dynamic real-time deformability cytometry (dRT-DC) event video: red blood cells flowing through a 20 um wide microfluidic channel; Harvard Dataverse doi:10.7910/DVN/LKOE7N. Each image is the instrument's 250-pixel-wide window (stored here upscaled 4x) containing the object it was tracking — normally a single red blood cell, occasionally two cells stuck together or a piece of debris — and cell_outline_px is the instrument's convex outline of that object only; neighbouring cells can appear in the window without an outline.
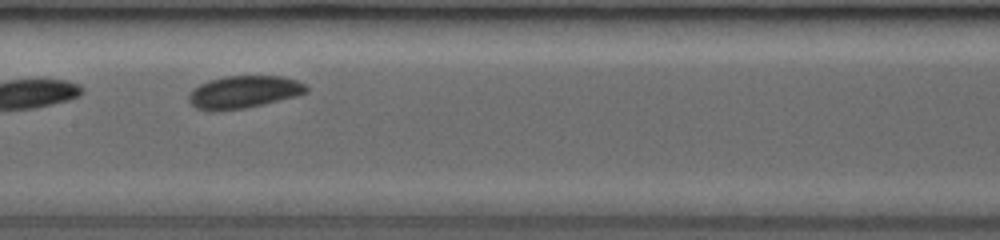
{"species": "common noctule bat (a hibernating species)", "species_latin": "Nyctalus noctula", "temperature_condition": "room temperature", "stored_images_in_passage": 12, "camera_frame_rate_fps": 3000, "um_per_image_px": 0.085, "animal": {"sex": "female", "body_mass_g": 19.0, "forearm_length_mm": 53.3}, "frame": {"image": 1, "passage_image": 6, "time_ms": 4.0, "image_size_px": [1000, 240], "cell_outline_px": [[308, 92], [296, 96], [244, 108], [216, 112], [208, 112], [196, 108], [188, 100], [188, 92], [192, 88], [208, 80], [228, 76], [284, 76], [296, 80], [304, 84], [308, 88]], "centroid_in_image_um": [20.66, 7.83], "position_along_channel_um": 186.7, "area_um2": 22.43}}
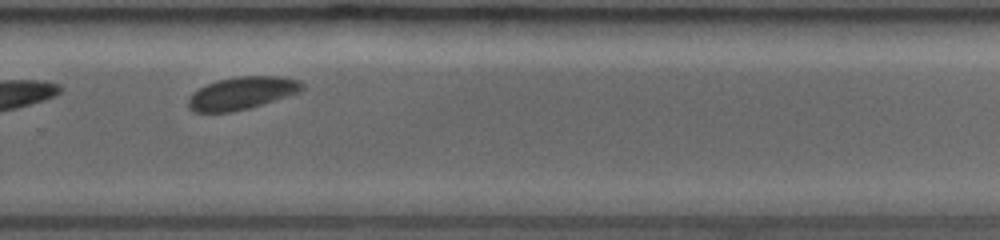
{"frame": {"image": 2, "passage_image": 9, "time_ms": 7.0, "image_size_px": [1000, 240], "cell_outline_px": [[304, 88], [300, 92], [248, 108], [232, 112], [196, 112], [188, 108], [188, 96], [192, 92], [208, 84], [220, 80], [236, 76], [284, 76], [300, 80], [304, 84]], "centroid_in_image_um": [20.57, 7.91], "position_along_channel_um": 309.2, "area_um2": 21.62}}
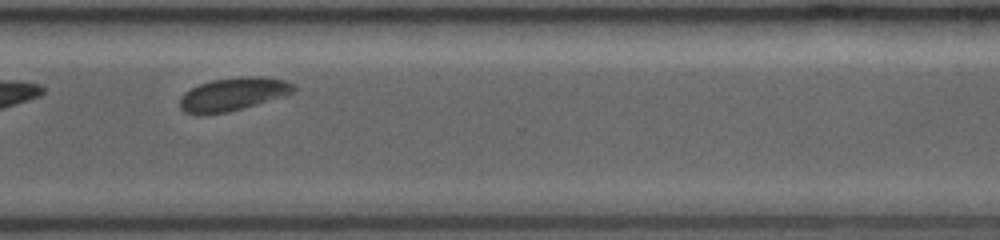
{"frame": {"image": 3, "passage_image": 10, "time_ms": 8.0, "image_size_px": [1000, 240], "cell_outline_px": [[296, 88], [292, 92], [284, 96], [228, 112], [200, 116], [184, 112], [180, 108], [180, 96], [184, 92], [200, 84], [212, 80], [240, 76], [260, 76], [284, 80], [296, 84]], "centroid_in_image_um": [19.78, 8.01], "position_along_channel_um": 350.8, "area_um2": 22.14}, "authors_computed_cell_mechanics": {"area_um2": 21.6172, "velocity_mm_per_s": 4.104, "shape_relaxation_time_tau1_ms": 0.5417, "shape_relaxation_time_tau2_ms": 1.58, "deformation_change_tau1": 0.0201, "deformation_change_tau2": 0.043}}